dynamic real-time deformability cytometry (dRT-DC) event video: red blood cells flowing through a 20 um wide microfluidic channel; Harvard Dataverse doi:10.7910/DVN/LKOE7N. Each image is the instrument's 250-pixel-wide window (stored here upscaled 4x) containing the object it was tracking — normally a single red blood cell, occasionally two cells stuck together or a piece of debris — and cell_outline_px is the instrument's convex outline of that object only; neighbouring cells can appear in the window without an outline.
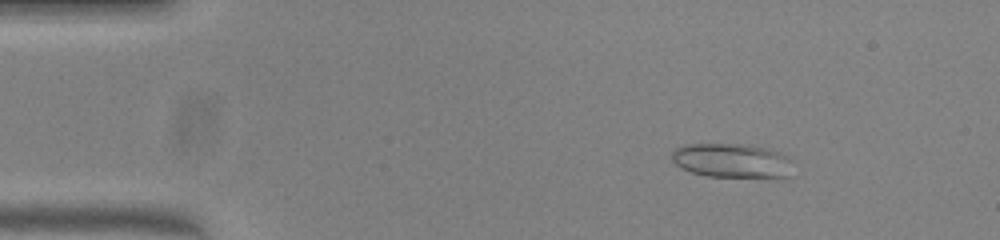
{"species": "common noctule bat (a hibernating species)", "species_latin": "Nyctalus noctula", "temperature_condition": "warm", "stored_images_in_passage": 51, "camera_frame_rate_fps": 3000, "um_per_image_px": 0.085, "animal": {"sex": "female", "body_mass_g": 23.0, "forearm_length_mm": 53.4}, "frame": {"image": 1, "passage_image": 7, "time_ms": 2.0, "image_size_px": [1000, 240], "cell_outline_px": [[792, 160], [788, 176], [708, 176], [692, 172], [680, 168], [672, 160], [672, 152], [676, 148], [684, 144], [748, 144], [768, 148], [788, 156]], "centroid_in_image_um": [62.17, 13.62], "position_along_channel_um": 22.8, "area_um2": 23.93}}
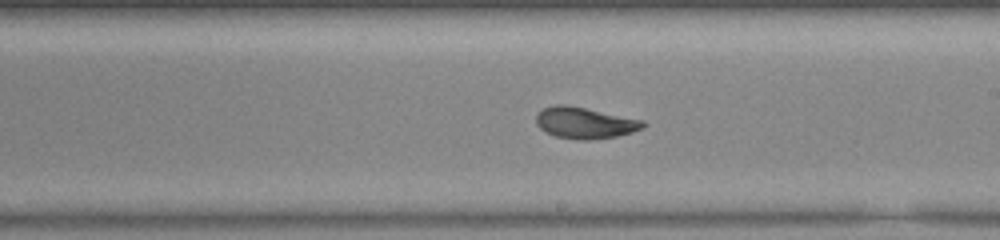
{"frame": {"image": 2, "passage_image": 29, "time_ms": 9.333, "image_size_px": [1000, 240], "cell_outline_px": [[648, 124], [644, 128], [632, 132], [616, 136], [588, 140], [584, 140], [556, 136], [540, 128], [536, 124], [536, 116], [544, 108], [556, 104], [568, 104], [644, 120]], "centroid_in_image_um": [49.75, 10.43], "position_along_channel_um": 239.2, "area_um2": 19.48}}
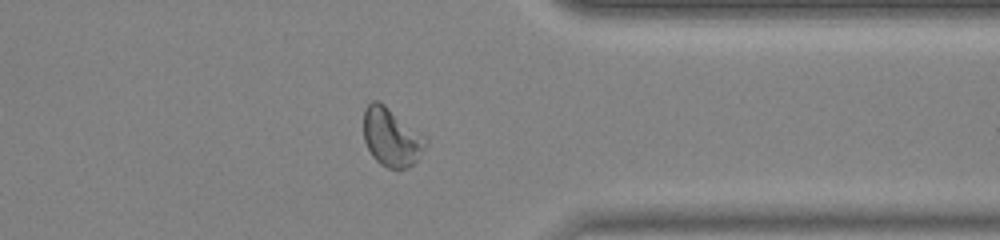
{"frame": {"image": 3, "passage_image": 40, "time_ms": 13.0, "image_size_px": [1000, 240], "cell_outline_px": [[428, 140], [424, 148], [416, 160], [408, 168], [388, 168], [380, 164], [372, 156], [364, 140], [364, 108], [372, 100], [380, 100]], "centroid_in_image_um": [33.23, 11.64], "position_along_channel_um": 378.2, "area_um2": 20.81}, "authors_computed_cell_mechanics": {"area_um2": 20.9814, "velocity_mm_per_s": 3.9981, "shape_relaxation_time_tau1_ms": null, "shape_relaxation_time_tau2_ms": 0.9991, "deformation_change_tau1": null, "deformation_change_tau2": 0.0494}}